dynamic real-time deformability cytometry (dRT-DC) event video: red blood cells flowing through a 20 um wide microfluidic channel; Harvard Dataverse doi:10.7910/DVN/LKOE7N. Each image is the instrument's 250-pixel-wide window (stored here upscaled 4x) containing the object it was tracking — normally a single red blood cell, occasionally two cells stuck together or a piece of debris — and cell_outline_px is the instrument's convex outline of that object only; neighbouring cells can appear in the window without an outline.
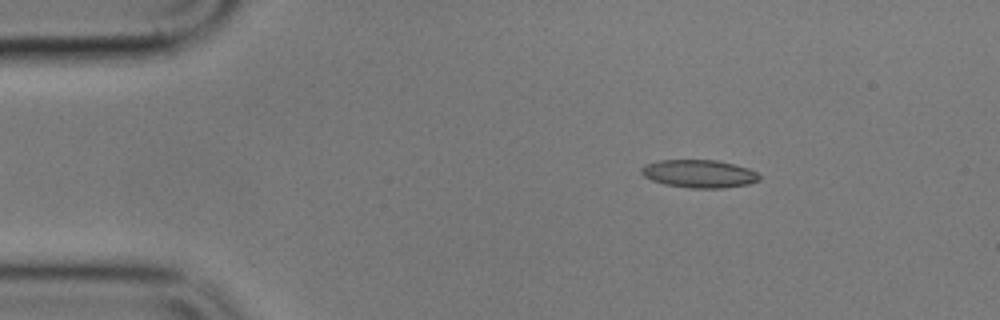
{"species": "common noctule bat (a hibernating species)", "species_latin": "Nyctalus noctula", "temperature_condition": "cold", "stored_images_in_passage": 4, "camera_frame_rate_fps": 3000, "um_per_image_px": 0.085, "animal": {"sex": "male", "body_mass_g": 17.9}, "frame": {"image": 1, "passage_image": 2, "time_ms": 1.0, "image_size_px": [1000, 320], "cell_outline_px": [[760, 180], [748, 184], [724, 188], [692, 188], [664, 184], [652, 180], [644, 176], [640, 172], [640, 168], [644, 164], [660, 160], [716, 160], [736, 164], [748, 168], [756, 172], [760, 176]], "centroid_in_image_um": [59.42, 14.76], "position_along_channel_um": 25.6, "area_um2": 19.31}}
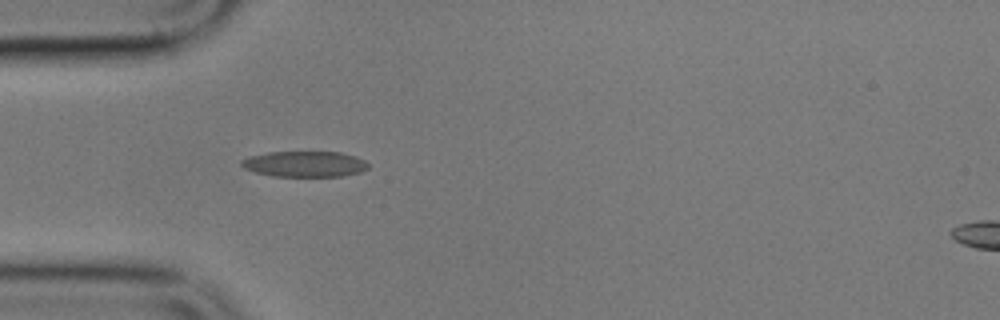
{"frame": {"image": 2, "passage_image": 4, "time_ms": 3.667, "image_size_px": [1000, 320], "cell_outline_px": [[368, 168], [360, 172], [340, 176], [272, 176], [256, 172], [244, 168], [240, 164], [240, 160], [248, 156], [268, 152], [340, 152], [356, 156], [364, 160], [368, 164]], "centroid_in_image_um": [25.88, 13.93], "position_along_channel_um": 59.1, "area_um2": 19.02}}